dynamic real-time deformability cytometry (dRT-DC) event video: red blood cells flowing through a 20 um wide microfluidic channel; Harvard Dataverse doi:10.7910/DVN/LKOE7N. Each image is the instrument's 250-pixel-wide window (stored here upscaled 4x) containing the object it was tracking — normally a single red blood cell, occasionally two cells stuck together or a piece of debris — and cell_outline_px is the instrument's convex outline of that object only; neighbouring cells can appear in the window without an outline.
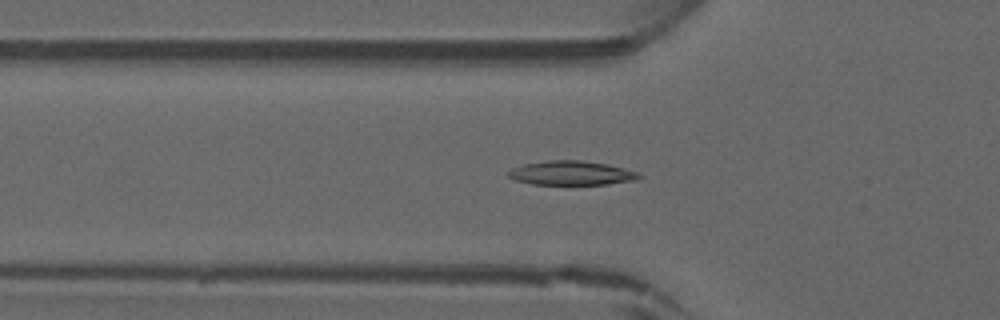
{"species": "common noctule bat (a hibernating species)", "species_latin": "Nyctalus noctula", "temperature_condition": "warm", "stored_images_in_passage": 43, "camera_frame_rate_fps": 3000, "um_per_image_px": 0.085, "animal": {"sex": "male", "forearm_length_mm": 52.5}, "frame": {"image": 1, "passage_image": 16, "time_ms": 5.0, "image_size_px": [1000, 320], "cell_outline_px": [[644, 176], [636, 180], [608, 184], [532, 184], [516, 180], [508, 176], [508, 172], [512, 168], [524, 164], [548, 160], [580, 160], [608, 164], [640, 172]], "centroid_in_image_um": [48.63, 14.7], "position_along_channel_um": 77.2, "area_um2": 18.44}}
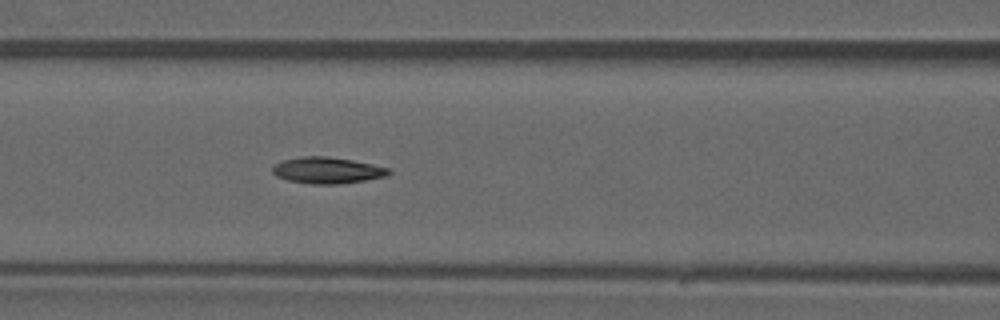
{"frame": {"image": 2, "passage_image": 20, "time_ms": 6.333, "image_size_px": [1000, 320], "cell_outline_px": [[392, 172], [388, 176], [340, 184], [312, 184], [288, 180], [276, 176], [272, 172], [272, 168], [276, 164], [284, 160], [304, 156], [328, 156], [352, 160], [392, 168]], "centroid_in_image_um": [27.87, 14.48], "position_along_channel_um": 138.7, "area_um2": 17.86}}
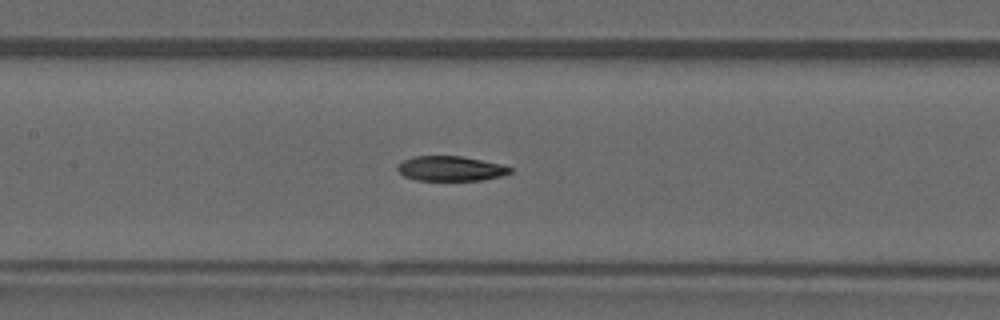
{"frame": {"image": 3, "passage_image": 22, "time_ms": 7.0, "image_size_px": [1000, 320], "cell_outline_px": [[512, 172], [500, 176], [480, 180], [416, 180], [404, 176], [396, 168], [404, 160], [412, 156], [460, 156], [500, 164], [512, 168]], "centroid_in_image_um": [38.28, 14.32], "position_along_channel_um": 169.1, "area_um2": 16.07}}